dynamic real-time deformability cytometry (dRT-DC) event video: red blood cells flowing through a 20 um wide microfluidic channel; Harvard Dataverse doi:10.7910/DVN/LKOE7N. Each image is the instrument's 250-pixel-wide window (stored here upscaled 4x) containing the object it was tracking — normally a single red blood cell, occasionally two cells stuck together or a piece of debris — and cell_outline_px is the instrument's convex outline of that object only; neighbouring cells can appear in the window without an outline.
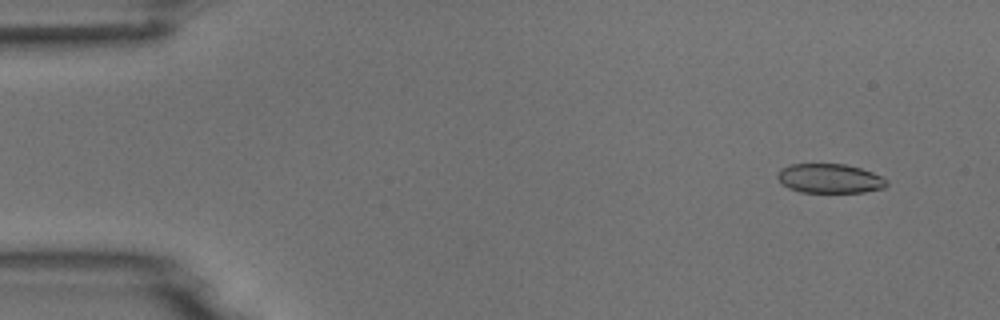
{"species": "common noctule bat (a hibernating species)", "species_latin": "Nyctalus noctula", "temperature_condition": "room temperature", "stored_images_in_passage": 4, "camera_frame_rate_fps": 3000, "um_per_image_px": 0.085, "animal": {"sex": "male", "body_mass_g": 18.8}, "frame": {"image": 1, "passage_image": 1, "time_ms": 0.0, "image_size_px": [1000, 320], "cell_outline_px": [[888, 184], [884, 188], [864, 192], [800, 192], [788, 188], [776, 176], [780, 168], [792, 164], [844, 164], [860, 168], [872, 172], [888, 180]], "centroid_in_image_um": [70.53, 15.17], "position_along_channel_um": 14.5, "area_um2": 18.61}}